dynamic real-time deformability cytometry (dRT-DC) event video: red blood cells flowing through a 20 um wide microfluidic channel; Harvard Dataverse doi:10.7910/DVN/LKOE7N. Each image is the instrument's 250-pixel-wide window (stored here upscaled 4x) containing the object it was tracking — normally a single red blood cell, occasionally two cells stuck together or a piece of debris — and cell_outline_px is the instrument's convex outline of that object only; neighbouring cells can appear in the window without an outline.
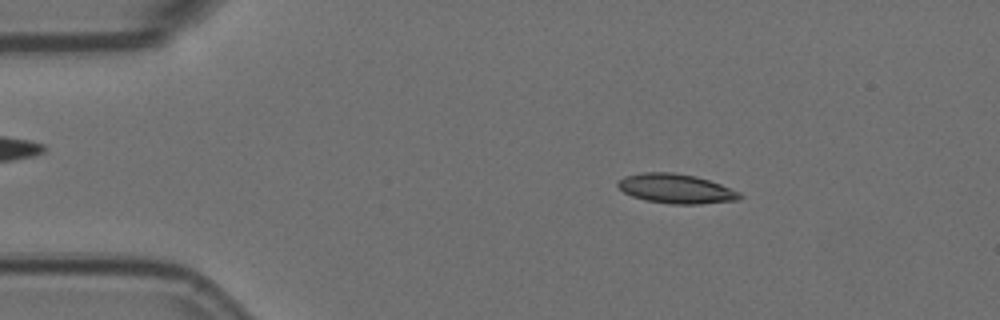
{"species": "Egyptian fruit bat (a non-hibernating species)", "species_latin": "Rousettus aegyptiacus", "temperature_condition": "room temperature", "stored_images_in_passage": 56, "camera_frame_rate_fps": 3000, "um_per_image_px": 0.085, "animal": {"sex": "female"}, "frame": {"image": 1, "passage_image": 9, "time_ms": 2.667, "image_size_px": [1000, 320], "cell_outline_px": [[744, 196], [740, 200], [700, 204], [672, 204], [644, 200], [632, 196], [624, 192], [616, 184], [624, 176], [644, 172], [672, 172], [696, 176], [720, 184], [740, 192]], "centroid_in_image_um": [57.48, 16.04], "position_along_channel_um": 27.5, "area_um2": 20.98}}
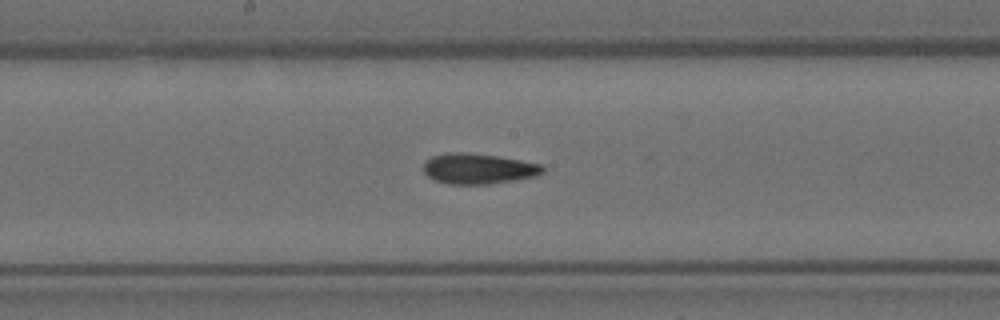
{"frame": {"image": 2, "passage_image": 29, "time_ms": 9.333, "image_size_px": [1000, 320], "cell_outline_px": [[544, 172], [536, 176], [516, 180], [488, 184], [448, 184], [436, 180], [428, 176], [424, 172], [424, 160], [432, 156], [448, 152], [460, 152], [496, 156], [520, 160], [540, 164], [544, 168]], "centroid_in_image_um": [40.64, 14.34], "position_along_channel_um": 207.6, "area_um2": 21.1}}
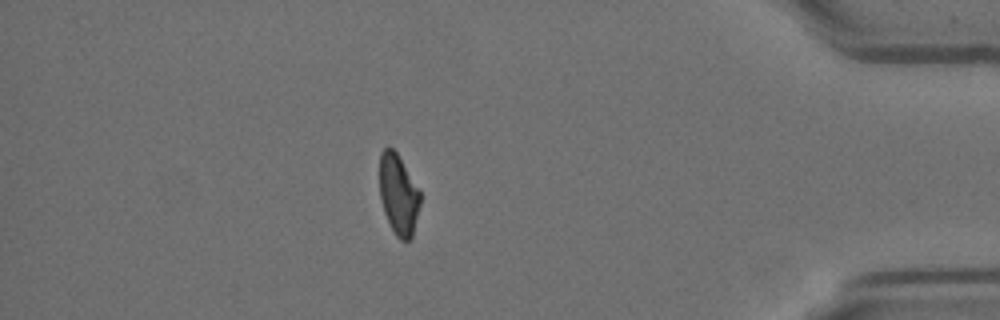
{"frame": {"image": 3, "passage_image": 49, "time_ms": 16.0, "image_size_px": [1000, 320], "cell_outline_px": [[420, 204], [412, 236], [408, 240], [400, 240], [396, 236], [384, 212], [380, 196], [380, 152], [388, 144], [396, 152], [420, 192]], "centroid_in_image_um": [33.85, 16.52], "position_along_channel_um": 401.3, "area_um2": 18.73}, "authors_computed_cell_mechanics": {"area_um2": 20.6346, "velocity_mm_per_s": 3.5679, "shape_relaxation_time_tau1_ms": 9.725, "shape_relaxation_time_tau2_ms": 3.7725, "deformation_change_tau1": 0.2387, "deformation_change_tau2": 0.1195}}